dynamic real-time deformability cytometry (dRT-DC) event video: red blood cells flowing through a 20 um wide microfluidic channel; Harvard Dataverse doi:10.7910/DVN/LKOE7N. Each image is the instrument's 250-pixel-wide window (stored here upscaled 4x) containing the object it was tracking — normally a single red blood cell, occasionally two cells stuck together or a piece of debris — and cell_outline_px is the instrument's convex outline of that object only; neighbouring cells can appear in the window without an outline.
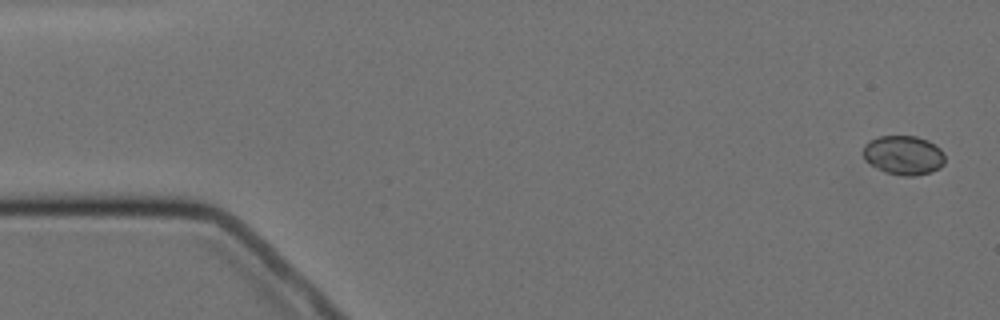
{"species": "Egyptian fruit bat (a non-hibernating species)", "species_latin": "Rousettus aegyptiacus", "temperature_condition": "cold", "stored_images_in_passage": 4, "camera_frame_rate_fps": 3000, "um_per_image_px": 0.085, "animal": {"sex": "female"}, "frame": {"image": 1, "passage_image": 1, "time_ms": 0.0, "image_size_px": [1000, 320], "cell_outline_px": [[944, 164], [940, 168], [932, 172], [912, 176], [904, 176], [884, 172], [864, 160], [864, 144], [868, 140], [880, 136], [916, 136], [928, 140], [936, 144], [944, 152]], "centroid_in_image_um": [76.82, 13.18], "position_along_channel_um": 8.2, "area_um2": 18.9}}
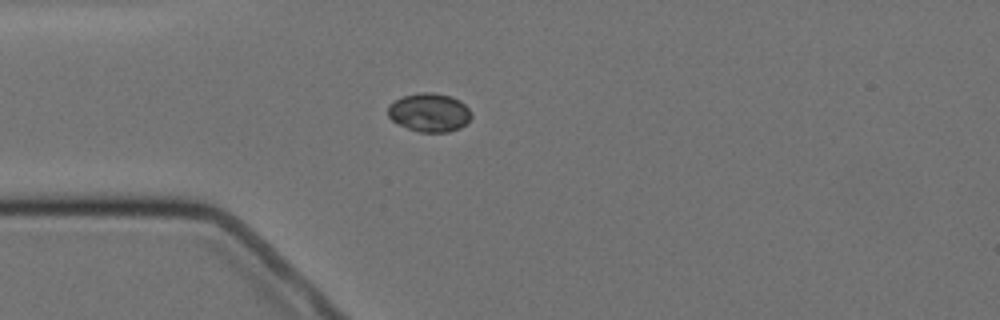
{"frame": {"image": 2, "passage_image": 4, "time_ms": 4.333, "image_size_px": [1000, 320], "cell_outline_px": [[472, 116], [460, 128], [448, 132], [420, 132], [408, 128], [392, 120], [388, 116], [388, 104], [404, 96], [420, 92], [432, 92], [452, 96], [460, 100], [472, 112]], "centroid_in_image_um": [36.51, 9.55], "position_along_channel_um": 48.5, "area_um2": 18.73}}